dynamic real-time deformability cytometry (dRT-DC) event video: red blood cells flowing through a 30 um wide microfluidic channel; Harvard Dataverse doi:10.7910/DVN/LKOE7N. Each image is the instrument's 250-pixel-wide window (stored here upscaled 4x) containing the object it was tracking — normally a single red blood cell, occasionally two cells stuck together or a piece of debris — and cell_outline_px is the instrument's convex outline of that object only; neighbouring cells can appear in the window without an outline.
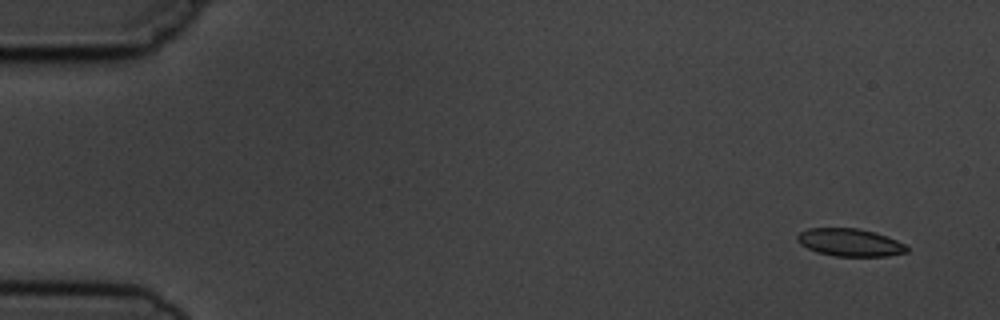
{"species": "common noctule bat (a hibernating species)", "species_latin": "Nyctalus noctula", "temperature_condition": "cold", "stored_images_in_passage": 5, "camera_frame_rate_fps": 3000, "um_per_image_px": 0.085, "animal": {"sex": "male", "body_mass_g": 19.5, "forearm_length_mm": 54.6}, "frame": {"image": 1, "passage_image": 1, "time_ms": 0.0, "image_size_px": [1000, 320], "cell_outline_px": [[908, 252], [888, 256], [836, 256], [816, 252], [800, 244], [796, 240], [796, 236], [800, 232], [808, 228], [856, 228], [876, 232], [896, 240], [904, 244], [908, 248]], "centroid_in_image_um": [72.23, 20.61], "position_along_channel_um": 12.8, "area_um2": 17.69}}
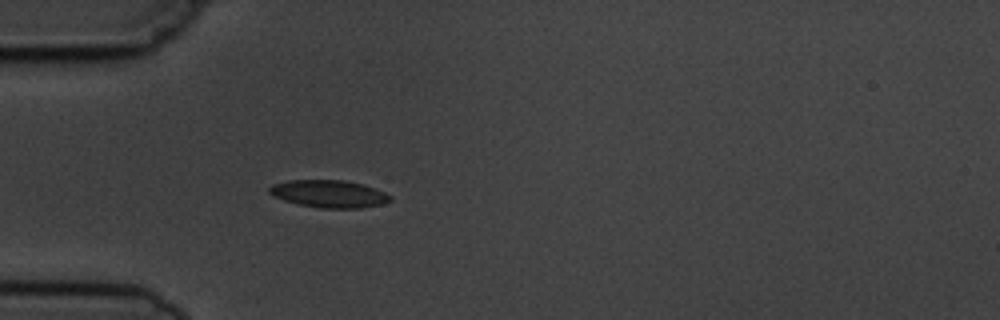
{"frame": {"image": 2, "passage_image": 5, "time_ms": 4.333, "image_size_px": [1000, 320], "cell_outline_px": [[392, 200], [380, 204], [360, 208], [320, 208], [300, 204], [284, 200], [272, 196], [268, 192], [268, 188], [272, 184], [288, 180], [344, 180], [364, 184], [384, 192], [392, 196]], "centroid_in_image_um": [27.95, 16.46], "position_along_channel_um": 57.1, "area_um2": 19.36}}